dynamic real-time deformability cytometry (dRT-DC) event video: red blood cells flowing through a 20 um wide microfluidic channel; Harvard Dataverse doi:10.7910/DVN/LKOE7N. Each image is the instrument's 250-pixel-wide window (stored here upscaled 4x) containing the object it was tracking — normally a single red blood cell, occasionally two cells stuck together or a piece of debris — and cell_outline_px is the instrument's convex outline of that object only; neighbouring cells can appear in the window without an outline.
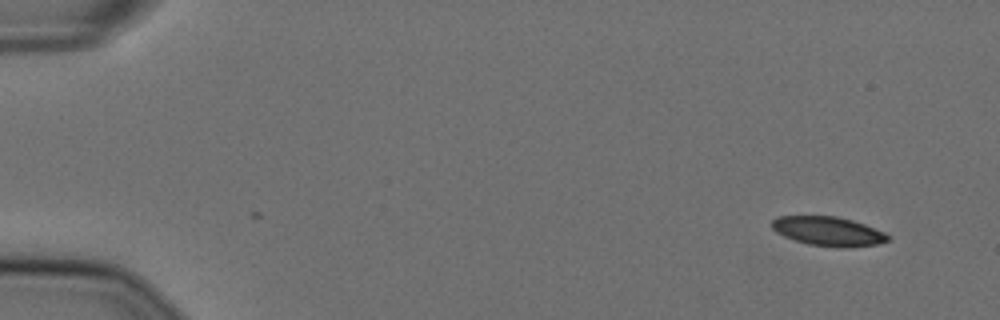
{"species": "Egyptian fruit bat (a non-hibernating species)", "species_latin": "Rousettus aegyptiacus", "temperature_condition": "cold", "stored_images_in_passage": 43, "camera_frame_rate_fps": 3000, "um_per_image_px": 0.085, "animal": {"sex": "female"}, "frame": {"image": 1, "passage_image": 1, "time_ms": 0.0, "image_size_px": [1000, 320], "cell_outline_px": [[892, 240], [876, 244], [844, 248], [840, 248], [808, 244], [784, 236], [776, 232], [772, 228], [772, 220], [776, 216], [836, 216], [852, 220], [864, 224], [884, 232]], "centroid_in_image_um": [70.4, 19.66], "position_along_channel_um": 14.6, "area_um2": 19.71}}
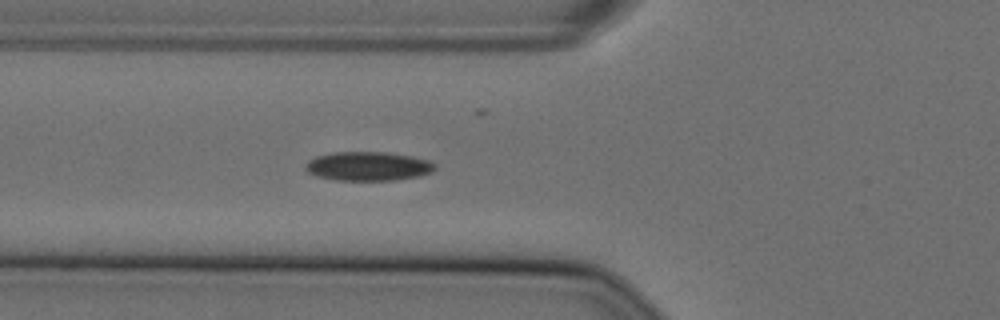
{"frame": {"image": 2, "passage_image": 18, "time_ms": 5.667, "image_size_px": [1000, 320], "cell_outline_px": [[436, 168], [432, 172], [420, 176], [392, 180], [336, 180], [316, 176], [308, 172], [304, 168], [308, 160], [316, 156], [332, 152], [388, 152], [412, 156], [428, 160], [436, 164]], "centroid_in_image_um": [31.29, 14.12], "position_along_channel_um": 94.5, "area_um2": 22.02}}
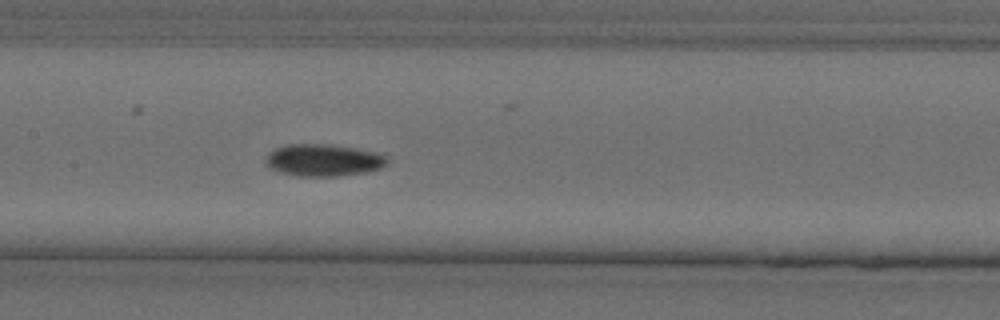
{"frame": {"image": 3, "passage_image": 25, "time_ms": 8.0, "image_size_px": [1000, 320], "cell_outline_px": [[388, 164], [380, 168], [364, 172], [336, 176], [300, 176], [268, 168], [264, 160], [268, 152], [276, 148], [288, 144], [332, 144], [356, 148], [376, 152], [388, 156]], "centroid_in_image_um": [27.5, 13.6], "position_along_channel_um": 179.9, "area_um2": 22.77}, "authors_computed_cell_mechanics": {"area_um2": 22.4842, "velocity_mm_per_s": 3.6313, "shape_relaxation_time_tau1_ms": 8.9578, "shape_relaxation_time_tau2_ms": null, "deformation_change_tau1": 0.1772, "deformation_change_tau2": null}}